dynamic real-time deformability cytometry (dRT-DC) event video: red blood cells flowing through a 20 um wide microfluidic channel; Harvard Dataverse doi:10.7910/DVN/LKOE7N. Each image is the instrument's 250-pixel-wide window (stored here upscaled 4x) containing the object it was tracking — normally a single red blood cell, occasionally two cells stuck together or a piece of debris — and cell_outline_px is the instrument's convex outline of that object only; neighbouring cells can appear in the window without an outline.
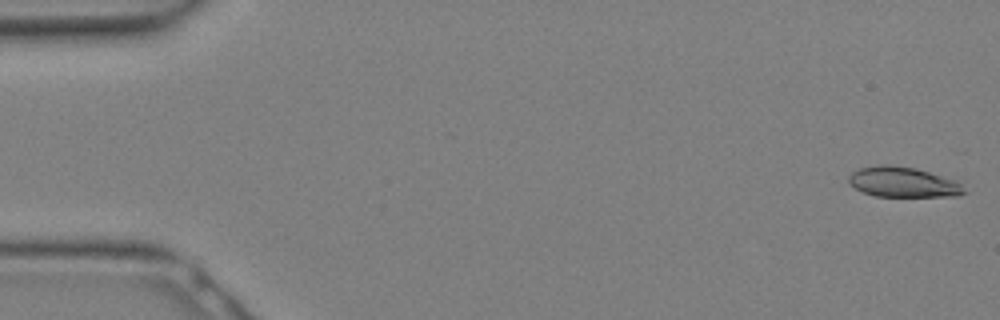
{"species": "Egyptian fruit bat (a non-hibernating species)", "species_latin": "Rousettus aegyptiacus", "temperature_condition": "warm", "stored_images_in_passage": 2, "camera_frame_rate_fps": 3000, "um_per_image_px": 0.085, "animal": {"sex": "female"}, "frame": {"image": 1, "passage_image": 1, "time_ms": 0.0, "image_size_px": [1000, 320], "cell_outline_px": [[964, 192], [956, 196], [876, 196], [864, 192], [856, 188], [848, 180], [848, 176], [852, 172], [860, 168], [884, 164], [888, 164], [912, 168], [928, 172], [956, 180], [960, 184]], "centroid_in_image_um": [76.73, 15.48], "position_along_channel_um": 8.3, "area_um2": 19.83}}